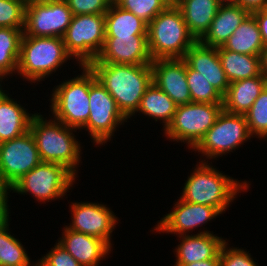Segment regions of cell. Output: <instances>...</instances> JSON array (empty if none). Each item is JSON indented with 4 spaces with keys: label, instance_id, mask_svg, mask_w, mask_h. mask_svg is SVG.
Masks as SVG:
<instances>
[{
    "label": "cell",
    "instance_id": "60d3db41",
    "mask_svg": "<svg viewBox=\"0 0 267 266\" xmlns=\"http://www.w3.org/2000/svg\"><path fill=\"white\" fill-rule=\"evenodd\" d=\"M181 266H220V253L215 257L205 261L192 262Z\"/></svg>",
    "mask_w": 267,
    "mask_h": 266
},
{
    "label": "cell",
    "instance_id": "4fadbf2b",
    "mask_svg": "<svg viewBox=\"0 0 267 266\" xmlns=\"http://www.w3.org/2000/svg\"><path fill=\"white\" fill-rule=\"evenodd\" d=\"M41 162L30 130L18 138L0 143V174L11 187Z\"/></svg>",
    "mask_w": 267,
    "mask_h": 266
},
{
    "label": "cell",
    "instance_id": "d6986e66",
    "mask_svg": "<svg viewBox=\"0 0 267 266\" xmlns=\"http://www.w3.org/2000/svg\"><path fill=\"white\" fill-rule=\"evenodd\" d=\"M63 231L62 239L58 243L82 266H97L111 251V246L99 238L73 231L67 226Z\"/></svg>",
    "mask_w": 267,
    "mask_h": 266
},
{
    "label": "cell",
    "instance_id": "b9f144b4",
    "mask_svg": "<svg viewBox=\"0 0 267 266\" xmlns=\"http://www.w3.org/2000/svg\"><path fill=\"white\" fill-rule=\"evenodd\" d=\"M260 73L267 79V47L260 54Z\"/></svg>",
    "mask_w": 267,
    "mask_h": 266
},
{
    "label": "cell",
    "instance_id": "d4e9b609",
    "mask_svg": "<svg viewBox=\"0 0 267 266\" xmlns=\"http://www.w3.org/2000/svg\"><path fill=\"white\" fill-rule=\"evenodd\" d=\"M240 54L260 56L264 44L257 21L249 14L222 46Z\"/></svg>",
    "mask_w": 267,
    "mask_h": 266
},
{
    "label": "cell",
    "instance_id": "ba28073f",
    "mask_svg": "<svg viewBox=\"0 0 267 266\" xmlns=\"http://www.w3.org/2000/svg\"><path fill=\"white\" fill-rule=\"evenodd\" d=\"M222 110L223 103L191 102L179 105L172 122L164 129L165 134L172 140L188 143L194 149Z\"/></svg>",
    "mask_w": 267,
    "mask_h": 266
},
{
    "label": "cell",
    "instance_id": "f35d334b",
    "mask_svg": "<svg viewBox=\"0 0 267 266\" xmlns=\"http://www.w3.org/2000/svg\"><path fill=\"white\" fill-rule=\"evenodd\" d=\"M257 21L264 47H267V8L251 13Z\"/></svg>",
    "mask_w": 267,
    "mask_h": 266
},
{
    "label": "cell",
    "instance_id": "603a6c76",
    "mask_svg": "<svg viewBox=\"0 0 267 266\" xmlns=\"http://www.w3.org/2000/svg\"><path fill=\"white\" fill-rule=\"evenodd\" d=\"M266 86L267 79L262 74L231 82L223 96V109L230 113L245 114Z\"/></svg>",
    "mask_w": 267,
    "mask_h": 266
},
{
    "label": "cell",
    "instance_id": "83f0119b",
    "mask_svg": "<svg viewBox=\"0 0 267 266\" xmlns=\"http://www.w3.org/2000/svg\"><path fill=\"white\" fill-rule=\"evenodd\" d=\"M218 55L229 82L259 76L260 56L240 54L218 47Z\"/></svg>",
    "mask_w": 267,
    "mask_h": 266
},
{
    "label": "cell",
    "instance_id": "7c38bea8",
    "mask_svg": "<svg viewBox=\"0 0 267 266\" xmlns=\"http://www.w3.org/2000/svg\"><path fill=\"white\" fill-rule=\"evenodd\" d=\"M73 13L65 0L25 6L24 35L63 37L72 21Z\"/></svg>",
    "mask_w": 267,
    "mask_h": 266
},
{
    "label": "cell",
    "instance_id": "8992f818",
    "mask_svg": "<svg viewBox=\"0 0 267 266\" xmlns=\"http://www.w3.org/2000/svg\"><path fill=\"white\" fill-rule=\"evenodd\" d=\"M81 67L83 74L58 85L51 98V111L54 119L75 129H82L90 113L91 68L88 65Z\"/></svg>",
    "mask_w": 267,
    "mask_h": 266
},
{
    "label": "cell",
    "instance_id": "30bf717a",
    "mask_svg": "<svg viewBox=\"0 0 267 266\" xmlns=\"http://www.w3.org/2000/svg\"><path fill=\"white\" fill-rule=\"evenodd\" d=\"M89 118L82 128H87L95 144L108 141L127 118L118 109L115 99L96 78L91 70V86L89 89Z\"/></svg>",
    "mask_w": 267,
    "mask_h": 266
},
{
    "label": "cell",
    "instance_id": "7bdbcfd3",
    "mask_svg": "<svg viewBox=\"0 0 267 266\" xmlns=\"http://www.w3.org/2000/svg\"><path fill=\"white\" fill-rule=\"evenodd\" d=\"M52 1H55V0H23L25 6L30 5V4L48 3Z\"/></svg>",
    "mask_w": 267,
    "mask_h": 266
},
{
    "label": "cell",
    "instance_id": "d6a6232c",
    "mask_svg": "<svg viewBox=\"0 0 267 266\" xmlns=\"http://www.w3.org/2000/svg\"><path fill=\"white\" fill-rule=\"evenodd\" d=\"M248 129L253 136L267 137V86L252 104L251 108L244 114Z\"/></svg>",
    "mask_w": 267,
    "mask_h": 266
},
{
    "label": "cell",
    "instance_id": "ffe728a7",
    "mask_svg": "<svg viewBox=\"0 0 267 266\" xmlns=\"http://www.w3.org/2000/svg\"><path fill=\"white\" fill-rule=\"evenodd\" d=\"M179 237H182V242L175 250L177 259L174 266L215 258L226 242L224 239L208 231Z\"/></svg>",
    "mask_w": 267,
    "mask_h": 266
},
{
    "label": "cell",
    "instance_id": "8fae6325",
    "mask_svg": "<svg viewBox=\"0 0 267 266\" xmlns=\"http://www.w3.org/2000/svg\"><path fill=\"white\" fill-rule=\"evenodd\" d=\"M250 137L245 115L223 109L194 150L200 151L209 159L215 158L235 150L243 141L250 140Z\"/></svg>",
    "mask_w": 267,
    "mask_h": 266
},
{
    "label": "cell",
    "instance_id": "ab89813d",
    "mask_svg": "<svg viewBox=\"0 0 267 266\" xmlns=\"http://www.w3.org/2000/svg\"><path fill=\"white\" fill-rule=\"evenodd\" d=\"M235 4L240 5L250 14L254 11L267 8V0H236Z\"/></svg>",
    "mask_w": 267,
    "mask_h": 266
},
{
    "label": "cell",
    "instance_id": "74e56055",
    "mask_svg": "<svg viewBox=\"0 0 267 266\" xmlns=\"http://www.w3.org/2000/svg\"><path fill=\"white\" fill-rule=\"evenodd\" d=\"M12 189V187L5 181V179L0 174V216L3 219H9V211L7 206V191Z\"/></svg>",
    "mask_w": 267,
    "mask_h": 266
},
{
    "label": "cell",
    "instance_id": "5bb4252c",
    "mask_svg": "<svg viewBox=\"0 0 267 266\" xmlns=\"http://www.w3.org/2000/svg\"><path fill=\"white\" fill-rule=\"evenodd\" d=\"M152 61L147 35H130L105 36L101 52L91 63L145 65Z\"/></svg>",
    "mask_w": 267,
    "mask_h": 266
},
{
    "label": "cell",
    "instance_id": "3957f363",
    "mask_svg": "<svg viewBox=\"0 0 267 266\" xmlns=\"http://www.w3.org/2000/svg\"><path fill=\"white\" fill-rule=\"evenodd\" d=\"M147 40L152 60L183 58L197 41L173 3L148 23Z\"/></svg>",
    "mask_w": 267,
    "mask_h": 266
},
{
    "label": "cell",
    "instance_id": "f6af8a7d",
    "mask_svg": "<svg viewBox=\"0 0 267 266\" xmlns=\"http://www.w3.org/2000/svg\"><path fill=\"white\" fill-rule=\"evenodd\" d=\"M221 3H235L236 0H219Z\"/></svg>",
    "mask_w": 267,
    "mask_h": 266
},
{
    "label": "cell",
    "instance_id": "277c9868",
    "mask_svg": "<svg viewBox=\"0 0 267 266\" xmlns=\"http://www.w3.org/2000/svg\"><path fill=\"white\" fill-rule=\"evenodd\" d=\"M207 164L201 161L188 176L180 198L186 202L212 206L222 213L240 189H248V184L247 181L239 183Z\"/></svg>",
    "mask_w": 267,
    "mask_h": 266
},
{
    "label": "cell",
    "instance_id": "9c48e42d",
    "mask_svg": "<svg viewBox=\"0 0 267 266\" xmlns=\"http://www.w3.org/2000/svg\"><path fill=\"white\" fill-rule=\"evenodd\" d=\"M75 176L63 165L41 162L12 186L16 193H31L37 200L60 198L72 186Z\"/></svg>",
    "mask_w": 267,
    "mask_h": 266
},
{
    "label": "cell",
    "instance_id": "2e32d148",
    "mask_svg": "<svg viewBox=\"0 0 267 266\" xmlns=\"http://www.w3.org/2000/svg\"><path fill=\"white\" fill-rule=\"evenodd\" d=\"M151 68L152 81L177 106L192 102L186 80V62L183 58L156 59L152 61Z\"/></svg>",
    "mask_w": 267,
    "mask_h": 266
},
{
    "label": "cell",
    "instance_id": "d590c367",
    "mask_svg": "<svg viewBox=\"0 0 267 266\" xmlns=\"http://www.w3.org/2000/svg\"><path fill=\"white\" fill-rule=\"evenodd\" d=\"M227 245L225 242L220 250V266H258L248 252L240 248L228 249Z\"/></svg>",
    "mask_w": 267,
    "mask_h": 266
},
{
    "label": "cell",
    "instance_id": "7a4b0ae2",
    "mask_svg": "<svg viewBox=\"0 0 267 266\" xmlns=\"http://www.w3.org/2000/svg\"><path fill=\"white\" fill-rule=\"evenodd\" d=\"M73 129L57 119L46 121L36 113L30 123V132L36 141L41 161L61 164L76 176L75 169L81 153Z\"/></svg>",
    "mask_w": 267,
    "mask_h": 266
},
{
    "label": "cell",
    "instance_id": "1f68e13d",
    "mask_svg": "<svg viewBox=\"0 0 267 266\" xmlns=\"http://www.w3.org/2000/svg\"><path fill=\"white\" fill-rule=\"evenodd\" d=\"M113 2L122 9L132 12L145 22L150 23L172 3V0H113Z\"/></svg>",
    "mask_w": 267,
    "mask_h": 266
},
{
    "label": "cell",
    "instance_id": "836d02e7",
    "mask_svg": "<svg viewBox=\"0 0 267 266\" xmlns=\"http://www.w3.org/2000/svg\"><path fill=\"white\" fill-rule=\"evenodd\" d=\"M23 0H0V27L24 28Z\"/></svg>",
    "mask_w": 267,
    "mask_h": 266
},
{
    "label": "cell",
    "instance_id": "9a60e30c",
    "mask_svg": "<svg viewBox=\"0 0 267 266\" xmlns=\"http://www.w3.org/2000/svg\"><path fill=\"white\" fill-rule=\"evenodd\" d=\"M72 225L67 228L106 241L110 246L111 233L117 222L113 212L103 204L73 203Z\"/></svg>",
    "mask_w": 267,
    "mask_h": 266
},
{
    "label": "cell",
    "instance_id": "52a82bcc",
    "mask_svg": "<svg viewBox=\"0 0 267 266\" xmlns=\"http://www.w3.org/2000/svg\"><path fill=\"white\" fill-rule=\"evenodd\" d=\"M62 39L71 58L75 56L80 66L89 65L105 42V14L73 15Z\"/></svg>",
    "mask_w": 267,
    "mask_h": 266
},
{
    "label": "cell",
    "instance_id": "4316f807",
    "mask_svg": "<svg viewBox=\"0 0 267 266\" xmlns=\"http://www.w3.org/2000/svg\"><path fill=\"white\" fill-rule=\"evenodd\" d=\"M176 108L175 102L152 81L146 88L136 112L140 111L156 121L163 120L166 129L173 120Z\"/></svg>",
    "mask_w": 267,
    "mask_h": 266
},
{
    "label": "cell",
    "instance_id": "7402d4cb",
    "mask_svg": "<svg viewBox=\"0 0 267 266\" xmlns=\"http://www.w3.org/2000/svg\"><path fill=\"white\" fill-rule=\"evenodd\" d=\"M182 12L189 32L199 41L209 30L222 4L219 0H172Z\"/></svg>",
    "mask_w": 267,
    "mask_h": 266
},
{
    "label": "cell",
    "instance_id": "f1b7e54d",
    "mask_svg": "<svg viewBox=\"0 0 267 266\" xmlns=\"http://www.w3.org/2000/svg\"><path fill=\"white\" fill-rule=\"evenodd\" d=\"M24 28L0 27V75L13 74L18 69Z\"/></svg>",
    "mask_w": 267,
    "mask_h": 266
},
{
    "label": "cell",
    "instance_id": "f546056e",
    "mask_svg": "<svg viewBox=\"0 0 267 266\" xmlns=\"http://www.w3.org/2000/svg\"><path fill=\"white\" fill-rule=\"evenodd\" d=\"M8 221L0 222V266H30L24 247L8 232Z\"/></svg>",
    "mask_w": 267,
    "mask_h": 266
},
{
    "label": "cell",
    "instance_id": "e575fe53",
    "mask_svg": "<svg viewBox=\"0 0 267 266\" xmlns=\"http://www.w3.org/2000/svg\"><path fill=\"white\" fill-rule=\"evenodd\" d=\"M73 15L105 14L113 0H65Z\"/></svg>",
    "mask_w": 267,
    "mask_h": 266
},
{
    "label": "cell",
    "instance_id": "5b68a950",
    "mask_svg": "<svg viewBox=\"0 0 267 266\" xmlns=\"http://www.w3.org/2000/svg\"><path fill=\"white\" fill-rule=\"evenodd\" d=\"M70 57L61 37L23 34L17 73L31 82H36L53 73Z\"/></svg>",
    "mask_w": 267,
    "mask_h": 266
},
{
    "label": "cell",
    "instance_id": "4dcf8cb0",
    "mask_svg": "<svg viewBox=\"0 0 267 266\" xmlns=\"http://www.w3.org/2000/svg\"><path fill=\"white\" fill-rule=\"evenodd\" d=\"M186 80L194 103H223V95L186 64Z\"/></svg>",
    "mask_w": 267,
    "mask_h": 266
},
{
    "label": "cell",
    "instance_id": "8d00e7d4",
    "mask_svg": "<svg viewBox=\"0 0 267 266\" xmlns=\"http://www.w3.org/2000/svg\"><path fill=\"white\" fill-rule=\"evenodd\" d=\"M35 266H82L65 248L57 243Z\"/></svg>",
    "mask_w": 267,
    "mask_h": 266
},
{
    "label": "cell",
    "instance_id": "ac0fdd59",
    "mask_svg": "<svg viewBox=\"0 0 267 266\" xmlns=\"http://www.w3.org/2000/svg\"><path fill=\"white\" fill-rule=\"evenodd\" d=\"M183 59L191 69L199 72V75L203 76L223 96L226 94L230 82L222 67L218 48L196 41L185 53Z\"/></svg>",
    "mask_w": 267,
    "mask_h": 266
},
{
    "label": "cell",
    "instance_id": "ee69618b",
    "mask_svg": "<svg viewBox=\"0 0 267 266\" xmlns=\"http://www.w3.org/2000/svg\"><path fill=\"white\" fill-rule=\"evenodd\" d=\"M4 76L0 75V81L3 79ZM1 86V84H0ZM5 91L2 90V88H0V100L6 95V93H4Z\"/></svg>",
    "mask_w": 267,
    "mask_h": 266
},
{
    "label": "cell",
    "instance_id": "e0dca14e",
    "mask_svg": "<svg viewBox=\"0 0 267 266\" xmlns=\"http://www.w3.org/2000/svg\"><path fill=\"white\" fill-rule=\"evenodd\" d=\"M221 213L212 206L194 204L179 199L176 202L174 210L165 215L157 227L153 230L162 231L166 233H176V235H186L193 228L200 227L217 217ZM185 233V234H184Z\"/></svg>",
    "mask_w": 267,
    "mask_h": 266
},
{
    "label": "cell",
    "instance_id": "cb8c5ba5",
    "mask_svg": "<svg viewBox=\"0 0 267 266\" xmlns=\"http://www.w3.org/2000/svg\"><path fill=\"white\" fill-rule=\"evenodd\" d=\"M30 116L25 108L6 94L0 100V143L18 138L30 130Z\"/></svg>",
    "mask_w": 267,
    "mask_h": 266
},
{
    "label": "cell",
    "instance_id": "6da1fadb",
    "mask_svg": "<svg viewBox=\"0 0 267 266\" xmlns=\"http://www.w3.org/2000/svg\"><path fill=\"white\" fill-rule=\"evenodd\" d=\"M96 78L115 99L128 119L137 111L146 88L152 83L151 64L90 63Z\"/></svg>",
    "mask_w": 267,
    "mask_h": 266
},
{
    "label": "cell",
    "instance_id": "484cf974",
    "mask_svg": "<svg viewBox=\"0 0 267 266\" xmlns=\"http://www.w3.org/2000/svg\"><path fill=\"white\" fill-rule=\"evenodd\" d=\"M148 23L114 2L105 13V36L147 35Z\"/></svg>",
    "mask_w": 267,
    "mask_h": 266
},
{
    "label": "cell",
    "instance_id": "44dd1931",
    "mask_svg": "<svg viewBox=\"0 0 267 266\" xmlns=\"http://www.w3.org/2000/svg\"><path fill=\"white\" fill-rule=\"evenodd\" d=\"M249 14L240 5L222 3L211 22L209 30L199 41L206 46L222 47Z\"/></svg>",
    "mask_w": 267,
    "mask_h": 266
}]
</instances>
